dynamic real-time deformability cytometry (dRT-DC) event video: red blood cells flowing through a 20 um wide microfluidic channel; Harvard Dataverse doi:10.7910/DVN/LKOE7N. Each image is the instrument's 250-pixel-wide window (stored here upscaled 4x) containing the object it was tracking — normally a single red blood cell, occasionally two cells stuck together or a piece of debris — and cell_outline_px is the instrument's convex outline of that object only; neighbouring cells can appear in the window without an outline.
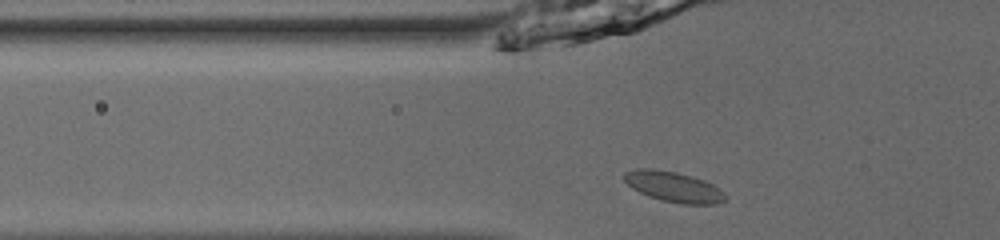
{"species": "common noctule bat (a hibernating species)", "species_latin": "Nyctalus noctula", "temperature_condition": "room temperature", "stored_images_in_passage": 35, "camera_frame_rate_fps": 3000, "um_per_image_px": 0.085, "animal": {"sex": "male", "body_mass_g": 13.0, "forearm_length_mm": 53.1}, "frame": {"image": 1, "passage_image": 2, "time_ms": 0.333, "image_size_px": [1000, 240], "cell_outline_px": [[728, 196], [724, 200], [716, 204], [680, 204], [660, 200], [648, 196], [632, 188], [624, 180], [624, 172], [636, 168], [652, 168], [676, 172], [692, 176], [704, 180], [720, 188]], "centroid_in_image_um": [57.26, 15.88], "position_along_channel_um": 68.5, "area_um2": 18.09}}
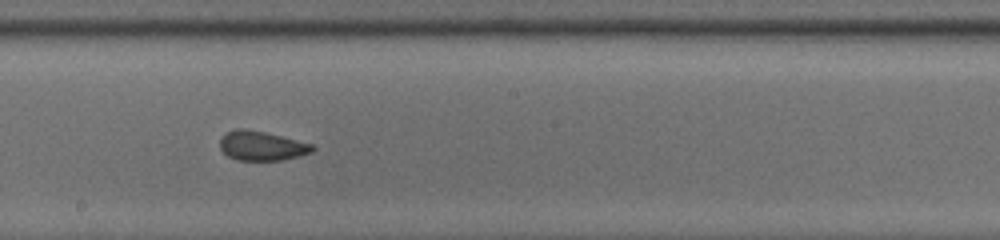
{"frame": {"image": 2, "passage_image": 14, "time_ms": 4.333, "image_size_px": [1000, 240], "cell_outline_px": [[316, 148], [312, 152], [300, 156], [284, 160], [236, 160], [228, 156], [220, 148], [220, 136], [224, 132], [236, 128], [244, 128], [264, 132], [312, 144]], "centroid_in_image_um": [22.21, 12.39], "position_along_channel_um": 226.0, "area_um2": 15.95}}
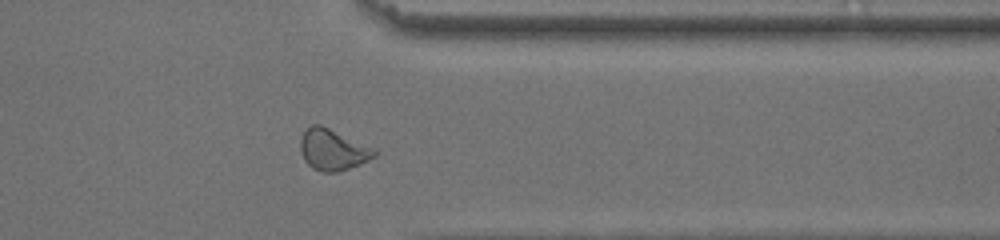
{"frame": {"image": 3, "passage_image": 26, "time_ms": 8.333, "image_size_px": [1000, 240], "cell_outline_px": [[380, 152], [376, 156], [360, 164], [340, 172], [320, 172], [312, 168], [304, 160], [300, 152], [300, 140], [304, 132], [312, 124], [320, 124]], "centroid_in_image_um": [28.26, 12.76], "position_along_channel_um": 383.1, "area_um2": 17.57}, "authors_computed_cell_mechanics": {"area_um2": 16.473, "velocity_mm_per_s": 3.9717, "shape_relaxation_time_tau1_ms": null, "shape_relaxation_time_tau2_ms": 0.7497, "deformation_change_tau1": null, "deformation_change_tau2": 0.0445}}